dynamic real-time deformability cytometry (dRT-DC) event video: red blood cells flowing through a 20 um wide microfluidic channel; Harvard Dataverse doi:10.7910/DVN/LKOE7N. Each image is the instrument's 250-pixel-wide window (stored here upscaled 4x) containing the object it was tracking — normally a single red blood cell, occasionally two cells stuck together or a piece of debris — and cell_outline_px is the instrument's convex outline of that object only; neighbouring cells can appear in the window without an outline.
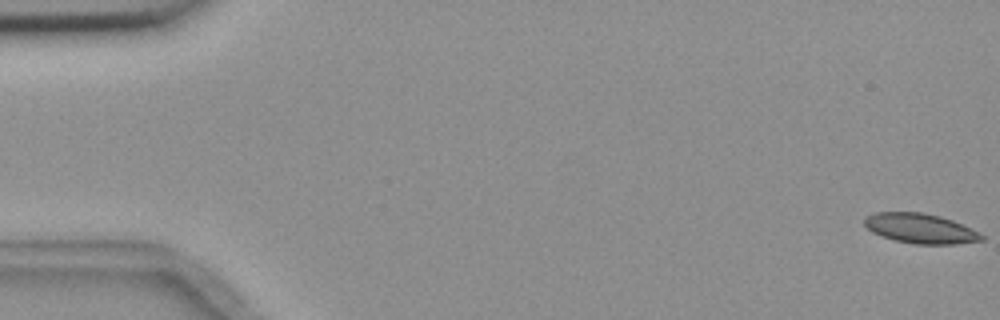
{"species": "common noctule bat (a hibernating species)", "species_latin": "Nyctalus noctula", "temperature_condition": "room temperature", "stored_images_in_passage": 4, "camera_frame_rate_fps": 3000, "um_per_image_px": 0.085, "animal": {"sex": "female", "body_mass_g": 18.4}, "frame": {"image": 1, "passage_image": 1, "time_ms": 0.0, "image_size_px": [1000, 320], "cell_outline_px": [[984, 240], [956, 244], [916, 244], [896, 240], [872, 232], [864, 224], [864, 216], [876, 212], [924, 212], [940, 216], [952, 220], [972, 228], [980, 232], [984, 236]], "centroid_in_image_um": [78.26, 19.41], "position_along_channel_um": 6.7, "area_um2": 20.4}}